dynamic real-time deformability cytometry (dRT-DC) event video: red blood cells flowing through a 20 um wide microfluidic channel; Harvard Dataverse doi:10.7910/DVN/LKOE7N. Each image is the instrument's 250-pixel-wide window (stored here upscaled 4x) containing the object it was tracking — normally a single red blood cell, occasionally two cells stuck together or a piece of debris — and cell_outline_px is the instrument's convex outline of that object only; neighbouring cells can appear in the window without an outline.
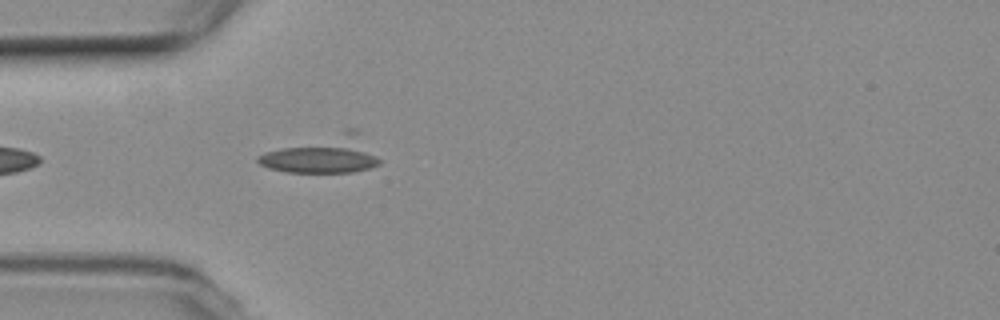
{"species": "common noctule bat (a hibernating species)", "species_latin": "Nyctalus noctula", "temperature_condition": "room temperature", "stored_images_in_passage": 7, "camera_frame_rate_fps": 3000, "um_per_image_px": 0.085, "animal": {"sex": "female", "body_mass_g": 19.3, "forearm_length_mm": 54.1}, "frame": {"image": 1, "passage_image": 4, "time_ms": 1.0, "image_size_px": [1000, 320], "cell_outline_px": [[380, 164], [372, 168], [352, 172], [288, 172], [268, 168], [260, 164], [256, 160], [256, 156], [264, 152], [344, 128], [356, 128], [380, 160]], "centroid_in_image_um": [27.48, 13.11], "position_along_channel_um": 57.5, "area_um2": 26.65}}